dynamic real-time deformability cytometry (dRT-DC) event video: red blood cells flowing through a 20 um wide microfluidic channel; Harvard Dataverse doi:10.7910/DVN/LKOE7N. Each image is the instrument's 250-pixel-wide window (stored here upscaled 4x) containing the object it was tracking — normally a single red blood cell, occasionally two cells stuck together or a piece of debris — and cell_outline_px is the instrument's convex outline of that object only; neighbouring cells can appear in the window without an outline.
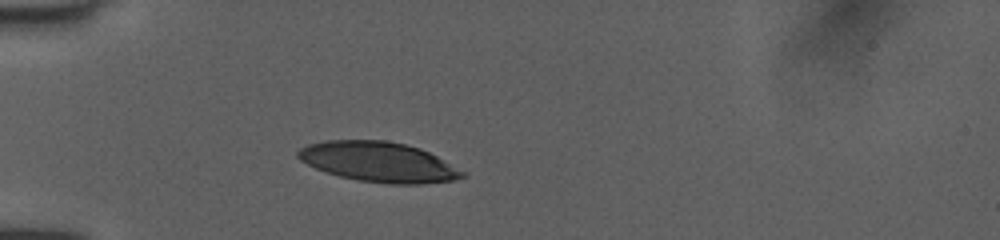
{"species": "human", "species_latin": "Homo sapiens", "temperature_condition": "room temperature", "stored_images_in_passage": 4, "camera_frame_rate_fps": 3000, "um_per_image_px": 0.085, "donor": {"sex": "female"}, "frame": {"image": 1, "passage_image": 1, "time_ms": 0.0, "image_size_px": [1000, 240], "cell_outline_px": [[468, 172], [464, 176], [452, 180], [420, 184], [388, 184], [360, 180], [340, 176], [316, 168], [300, 160], [296, 156], [296, 152], [300, 148], [308, 144], [324, 140], [384, 140], [404, 144], [420, 148]], "centroid_in_image_um": [32.18, 13.76], "position_along_channel_um": 52.8, "area_um2": 38.21}}
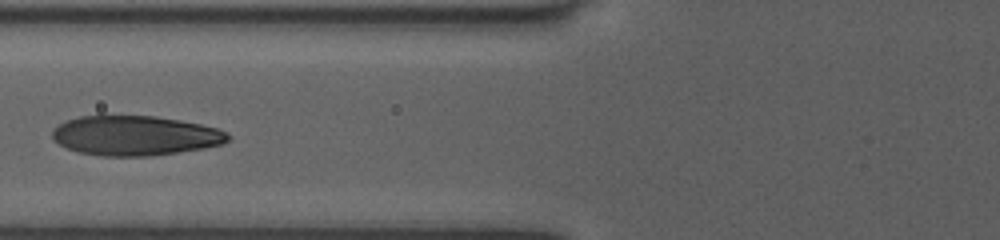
{"frame": {"image": 2, "passage_image": 3, "time_ms": 0.667, "image_size_px": [1000, 240], "cell_outline_px": [[232, 136], [228, 140], [220, 144], [204, 148], [148, 156], [100, 156], [76, 152], [60, 144], [52, 136], [52, 132], [60, 124], [68, 120], [80, 116], [104, 112], [156, 116], [180, 120], [200, 124], [216, 128], [228, 132]], "centroid_in_image_um": [11.46, 11.48], "position_along_channel_um": 114.3, "area_um2": 41.5}}
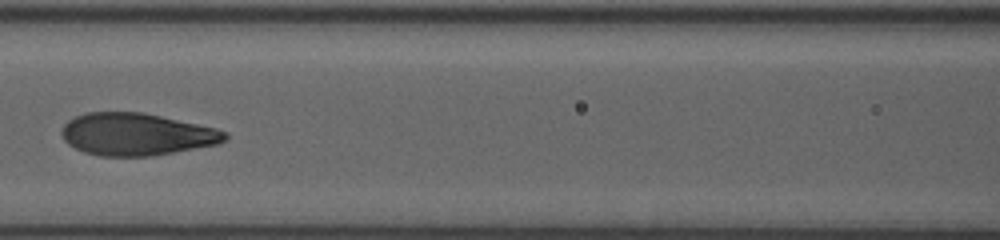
{"frame": {"image": 3, "passage_image": 4, "time_ms": 1.0, "image_size_px": [1000, 240], "cell_outline_px": [[228, 136], [224, 140], [216, 144], [152, 156], [100, 156], [84, 152], [68, 144], [64, 140], [60, 132], [64, 124], [68, 120], [84, 112], [144, 112], [216, 128], [228, 132]], "centroid_in_image_um": [11.57, 11.4], "position_along_channel_um": 155.0, "area_um2": 40.23}}